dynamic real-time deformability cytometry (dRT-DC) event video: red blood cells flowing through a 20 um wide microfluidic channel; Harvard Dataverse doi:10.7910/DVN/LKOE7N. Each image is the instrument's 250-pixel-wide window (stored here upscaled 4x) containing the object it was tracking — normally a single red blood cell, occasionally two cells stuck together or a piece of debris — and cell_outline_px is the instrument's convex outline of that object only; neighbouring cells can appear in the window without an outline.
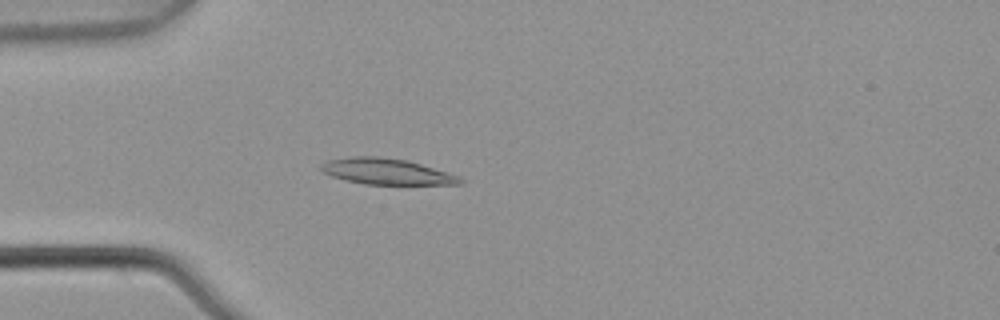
{"species": "common noctule bat (a hibernating species)", "species_latin": "Nyctalus noctula", "temperature_condition": "warm", "stored_images_in_passage": 4, "camera_frame_rate_fps": 3000, "um_per_image_px": 0.085, "animal": {"sex": "male", "body_mass_g": 21.5, "forearm_length_mm": 52.0}, "frame": {"image": 1, "passage_image": 4, "time_ms": 1.0, "image_size_px": [1000, 320], "cell_outline_px": [[464, 184], [364, 184], [344, 180], [332, 176], [324, 172], [320, 168], [320, 164], [324, 160], [352, 156], [376, 156], [408, 160], [460, 176], [464, 180]], "centroid_in_image_um": [32.84, 14.57], "position_along_channel_um": 52.2, "area_um2": 21.15}}